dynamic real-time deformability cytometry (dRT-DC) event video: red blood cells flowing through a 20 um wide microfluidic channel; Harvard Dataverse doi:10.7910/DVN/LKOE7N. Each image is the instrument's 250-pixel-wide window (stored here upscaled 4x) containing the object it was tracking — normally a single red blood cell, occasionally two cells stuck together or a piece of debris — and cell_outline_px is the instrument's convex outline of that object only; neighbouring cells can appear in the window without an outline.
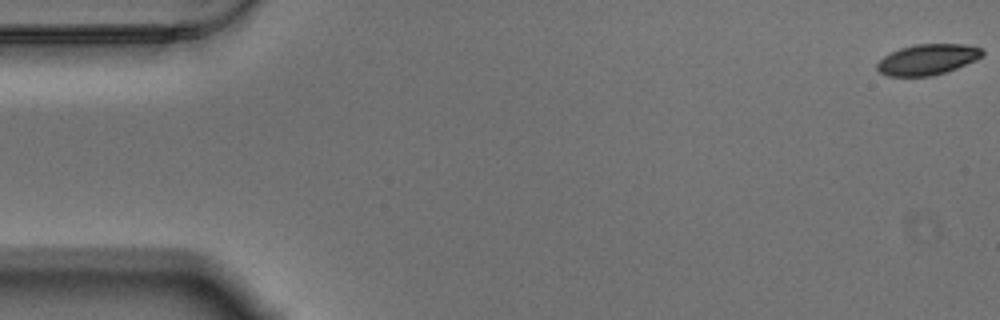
{"species": "Egyptian fruit bat (a non-hibernating species)", "species_latin": "Rousettus aegyptiacus", "temperature_condition": "warm", "stored_images_in_passage": 59, "camera_frame_rate_fps": 3000, "um_per_image_px": 0.085, "animal": {"sex": "male"}, "frame": {"image": 1, "passage_image": 1, "time_ms": 0.0, "image_size_px": [1000, 320], "cell_outline_px": [[984, 56], [976, 60], [956, 68], [932, 76], [888, 76], [880, 72], [876, 68], [876, 64], [884, 56], [900, 48], [916, 44], [964, 44], [980, 48], [984, 52]], "centroid_in_image_um": [78.84, 5.05], "position_along_channel_um": 6.2, "area_um2": 18.73}}
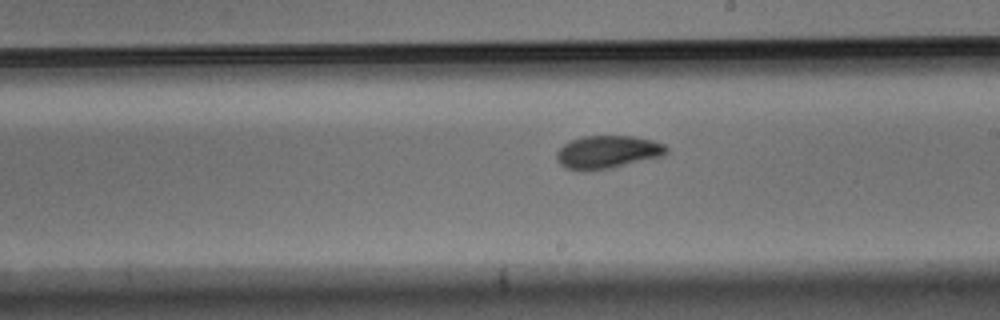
{"frame": {"image": 2, "passage_image": 33, "time_ms": 10.667, "image_size_px": [1000, 320], "cell_outline_px": [[668, 152], [664, 156], [612, 168], [588, 172], [580, 172], [568, 168], [560, 164], [556, 160], [556, 152], [564, 144], [580, 136], [632, 136], [652, 140], [664, 144], [668, 148]], "centroid_in_image_um": [51.64, 12.94], "position_along_channel_um": 237.4, "area_um2": 21.44}}
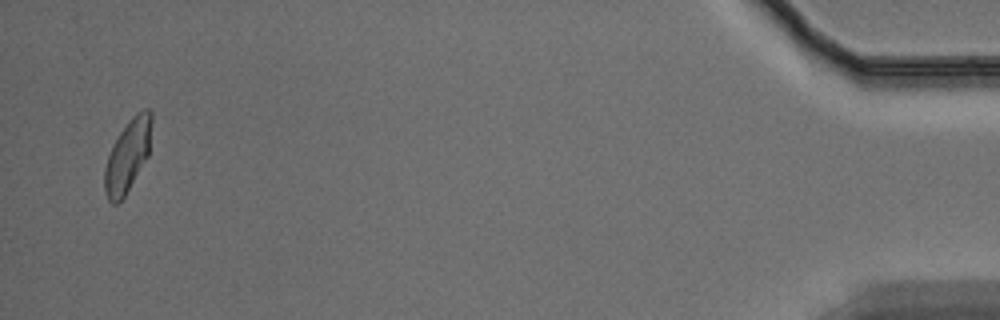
{"frame": {"image": 3, "passage_image": 57, "time_ms": 18.667, "image_size_px": [1000, 320], "cell_outline_px": [[152, 120], [148, 156], [124, 196], [116, 204], [112, 204], [108, 200], [104, 192], [104, 168], [112, 144], [120, 132], [132, 116], [136, 112], [144, 108], [148, 108], [152, 112]], "centroid_in_image_um": [10.84, 13.21], "position_along_channel_um": 424.4, "area_um2": 19.77}, "authors_computed_cell_mechanics": {"area_um2": 20.23, "velocity_mm_per_s": 3.4517, "shape_relaxation_time_tau1_ms": 3.5218, "shape_relaxation_time_tau2_ms": 2.489, "deformation_change_tau1": 0.1247, "deformation_change_tau2": 0.0664}}